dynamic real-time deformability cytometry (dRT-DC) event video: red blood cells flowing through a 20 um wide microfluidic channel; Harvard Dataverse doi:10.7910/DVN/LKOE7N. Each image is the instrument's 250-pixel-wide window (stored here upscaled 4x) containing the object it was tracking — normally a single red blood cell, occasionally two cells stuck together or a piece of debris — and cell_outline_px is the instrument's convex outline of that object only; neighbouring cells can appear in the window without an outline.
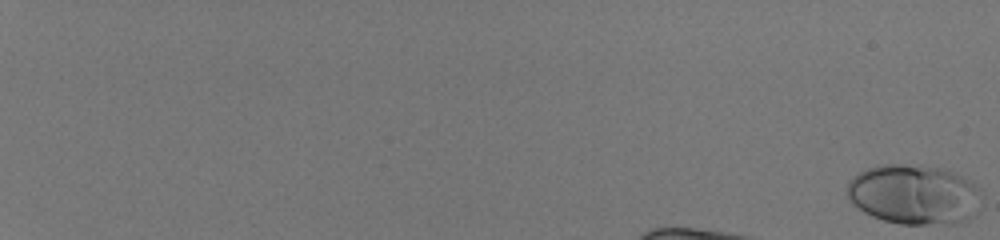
{"species": "human", "species_latin": "Homo sapiens", "temperature_condition": "room temperature", "stored_images_in_passage": 19, "camera_frame_rate_fps": 3000, "um_per_image_px": 0.085, "donor": {"sex": "male"}, "frame": {"image": 1, "passage_image": 1, "time_ms": 0.0, "image_size_px": [1000, 240], "cell_outline_px": [[984, 196], [980, 208], [976, 216], [968, 220], [952, 224], [900, 224], [884, 220], [872, 216], [864, 212], [852, 204], [848, 200], [848, 180], [852, 176], [868, 168], [880, 164], [900, 164], [940, 168], [956, 172], [980, 188]], "centroid_in_image_um": [77.75, 16.55], "position_along_channel_um": 7.2, "area_um2": 47.69}}